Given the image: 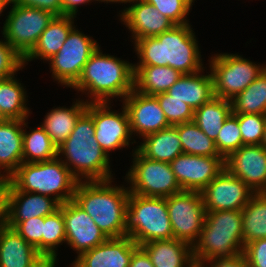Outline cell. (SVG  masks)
I'll list each match as a JSON object with an SVG mask.
<instances>
[{"mask_svg":"<svg viewBox=\"0 0 266 267\" xmlns=\"http://www.w3.org/2000/svg\"><path fill=\"white\" fill-rule=\"evenodd\" d=\"M11 4L12 8L3 23L2 37L24 58L33 49L55 15L38 8L21 6L12 1Z\"/></svg>","mask_w":266,"mask_h":267,"instance_id":"30bf717a","label":"cell"},{"mask_svg":"<svg viewBox=\"0 0 266 267\" xmlns=\"http://www.w3.org/2000/svg\"><path fill=\"white\" fill-rule=\"evenodd\" d=\"M129 3L132 5L120 11V20L132 32L134 41L156 37L175 25L145 0H130Z\"/></svg>","mask_w":266,"mask_h":267,"instance_id":"d6986e66","label":"cell"},{"mask_svg":"<svg viewBox=\"0 0 266 267\" xmlns=\"http://www.w3.org/2000/svg\"><path fill=\"white\" fill-rule=\"evenodd\" d=\"M73 103L70 108L63 106L50 110L42 122L41 126L57 148L69 137L77 120L87 110V99L85 101L76 99V102Z\"/></svg>","mask_w":266,"mask_h":267,"instance_id":"4316f807","label":"cell"},{"mask_svg":"<svg viewBox=\"0 0 266 267\" xmlns=\"http://www.w3.org/2000/svg\"><path fill=\"white\" fill-rule=\"evenodd\" d=\"M92 0H62L63 16L76 17L79 5L91 3ZM95 1V0H93Z\"/></svg>","mask_w":266,"mask_h":267,"instance_id":"c3c4849f","label":"cell"},{"mask_svg":"<svg viewBox=\"0 0 266 267\" xmlns=\"http://www.w3.org/2000/svg\"><path fill=\"white\" fill-rule=\"evenodd\" d=\"M175 25L188 24L187 15L192 9L191 0H145Z\"/></svg>","mask_w":266,"mask_h":267,"instance_id":"ab89813d","label":"cell"},{"mask_svg":"<svg viewBox=\"0 0 266 267\" xmlns=\"http://www.w3.org/2000/svg\"><path fill=\"white\" fill-rule=\"evenodd\" d=\"M95 1H99V3L100 2H105V3L106 2L107 3H110V2H112V3L116 2L117 3L118 2V3H125L126 4V3H129L130 0H95Z\"/></svg>","mask_w":266,"mask_h":267,"instance_id":"f907efd6","label":"cell"},{"mask_svg":"<svg viewBox=\"0 0 266 267\" xmlns=\"http://www.w3.org/2000/svg\"><path fill=\"white\" fill-rule=\"evenodd\" d=\"M155 96L170 126L193 121L194 110L188 104L172 98L167 92Z\"/></svg>","mask_w":266,"mask_h":267,"instance_id":"74e56055","label":"cell"},{"mask_svg":"<svg viewBox=\"0 0 266 267\" xmlns=\"http://www.w3.org/2000/svg\"><path fill=\"white\" fill-rule=\"evenodd\" d=\"M24 86L13 77L0 80V107L9 119L28 120V96Z\"/></svg>","mask_w":266,"mask_h":267,"instance_id":"1f68e13d","label":"cell"},{"mask_svg":"<svg viewBox=\"0 0 266 267\" xmlns=\"http://www.w3.org/2000/svg\"><path fill=\"white\" fill-rule=\"evenodd\" d=\"M242 210L206 211L204 226L193 245L196 267L216 258H231L244 251Z\"/></svg>","mask_w":266,"mask_h":267,"instance_id":"5b68a950","label":"cell"},{"mask_svg":"<svg viewBox=\"0 0 266 267\" xmlns=\"http://www.w3.org/2000/svg\"><path fill=\"white\" fill-rule=\"evenodd\" d=\"M225 167L255 193L266 192V149L243 145L225 159Z\"/></svg>","mask_w":266,"mask_h":267,"instance_id":"ac0fdd59","label":"cell"},{"mask_svg":"<svg viewBox=\"0 0 266 267\" xmlns=\"http://www.w3.org/2000/svg\"><path fill=\"white\" fill-rule=\"evenodd\" d=\"M111 102H88L87 112L93 117L95 139L109 155L110 151L130 147L132 134L126 108L122 112L112 111Z\"/></svg>","mask_w":266,"mask_h":267,"instance_id":"4fadbf2b","label":"cell"},{"mask_svg":"<svg viewBox=\"0 0 266 267\" xmlns=\"http://www.w3.org/2000/svg\"><path fill=\"white\" fill-rule=\"evenodd\" d=\"M232 113L231 101L213 97L194 111L193 122L213 141L216 140L225 120Z\"/></svg>","mask_w":266,"mask_h":267,"instance_id":"f546056e","label":"cell"},{"mask_svg":"<svg viewBox=\"0 0 266 267\" xmlns=\"http://www.w3.org/2000/svg\"><path fill=\"white\" fill-rule=\"evenodd\" d=\"M134 90L147 95L167 92L182 74L170 66H133Z\"/></svg>","mask_w":266,"mask_h":267,"instance_id":"f1b7e54d","label":"cell"},{"mask_svg":"<svg viewBox=\"0 0 266 267\" xmlns=\"http://www.w3.org/2000/svg\"><path fill=\"white\" fill-rule=\"evenodd\" d=\"M254 193L226 167L201 191L206 211L242 210Z\"/></svg>","mask_w":266,"mask_h":267,"instance_id":"5bb4252c","label":"cell"},{"mask_svg":"<svg viewBox=\"0 0 266 267\" xmlns=\"http://www.w3.org/2000/svg\"><path fill=\"white\" fill-rule=\"evenodd\" d=\"M173 238L192 247L198 241L206 217L201 192L182 190L166 198Z\"/></svg>","mask_w":266,"mask_h":267,"instance_id":"8fae6325","label":"cell"},{"mask_svg":"<svg viewBox=\"0 0 266 267\" xmlns=\"http://www.w3.org/2000/svg\"><path fill=\"white\" fill-rule=\"evenodd\" d=\"M190 24L174 25L156 37L134 41L139 58L133 66H170L183 74L204 69L198 41Z\"/></svg>","mask_w":266,"mask_h":267,"instance_id":"6da1fadb","label":"cell"},{"mask_svg":"<svg viewBox=\"0 0 266 267\" xmlns=\"http://www.w3.org/2000/svg\"><path fill=\"white\" fill-rule=\"evenodd\" d=\"M66 243L65 221L62 213V204L54 213L44 217L42 235V256L55 267L57 264V248Z\"/></svg>","mask_w":266,"mask_h":267,"instance_id":"e575fe53","label":"cell"},{"mask_svg":"<svg viewBox=\"0 0 266 267\" xmlns=\"http://www.w3.org/2000/svg\"><path fill=\"white\" fill-rule=\"evenodd\" d=\"M238 118L243 145H261L266 115L240 114Z\"/></svg>","mask_w":266,"mask_h":267,"instance_id":"f35d334b","label":"cell"},{"mask_svg":"<svg viewBox=\"0 0 266 267\" xmlns=\"http://www.w3.org/2000/svg\"><path fill=\"white\" fill-rule=\"evenodd\" d=\"M98 47L96 40L74 27L59 52L48 60L53 79L71 88L80 78L84 65Z\"/></svg>","mask_w":266,"mask_h":267,"instance_id":"7c38bea8","label":"cell"},{"mask_svg":"<svg viewBox=\"0 0 266 267\" xmlns=\"http://www.w3.org/2000/svg\"><path fill=\"white\" fill-rule=\"evenodd\" d=\"M129 267H154L147 252L138 246L130 259Z\"/></svg>","mask_w":266,"mask_h":267,"instance_id":"7dc6e473","label":"cell"},{"mask_svg":"<svg viewBox=\"0 0 266 267\" xmlns=\"http://www.w3.org/2000/svg\"><path fill=\"white\" fill-rule=\"evenodd\" d=\"M74 16H55L38 38L33 49L23 58L28 61L41 59L48 61L59 52L70 31L75 27Z\"/></svg>","mask_w":266,"mask_h":267,"instance_id":"484cf974","label":"cell"},{"mask_svg":"<svg viewBox=\"0 0 266 267\" xmlns=\"http://www.w3.org/2000/svg\"><path fill=\"white\" fill-rule=\"evenodd\" d=\"M12 2L21 6L45 10L55 16H63L62 0H12Z\"/></svg>","mask_w":266,"mask_h":267,"instance_id":"ee69618b","label":"cell"},{"mask_svg":"<svg viewBox=\"0 0 266 267\" xmlns=\"http://www.w3.org/2000/svg\"><path fill=\"white\" fill-rule=\"evenodd\" d=\"M204 69L193 74H183L167 93L188 104L194 111L214 97L211 71L203 75Z\"/></svg>","mask_w":266,"mask_h":267,"instance_id":"cb8c5ba5","label":"cell"},{"mask_svg":"<svg viewBox=\"0 0 266 267\" xmlns=\"http://www.w3.org/2000/svg\"><path fill=\"white\" fill-rule=\"evenodd\" d=\"M106 181H78L73 201L89 214L107 238L127 234L128 187Z\"/></svg>","mask_w":266,"mask_h":267,"instance_id":"7a4b0ae2","label":"cell"},{"mask_svg":"<svg viewBox=\"0 0 266 267\" xmlns=\"http://www.w3.org/2000/svg\"><path fill=\"white\" fill-rule=\"evenodd\" d=\"M58 157V148L40 125L26 132L23 129V162L49 161Z\"/></svg>","mask_w":266,"mask_h":267,"instance_id":"836d02e7","label":"cell"},{"mask_svg":"<svg viewBox=\"0 0 266 267\" xmlns=\"http://www.w3.org/2000/svg\"><path fill=\"white\" fill-rule=\"evenodd\" d=\"M14 229L42 255L44 217L29 218L20 222Z\"/></svg>","mask_w":266,"mask_h":267,"instance_id":"b9f144b4","label":"cell"},{"mask_svg":"<svg viewBox=\"0 0 266 267\" xmlns=\"http://www.w3.org/2000/svg\"><path fill=\"white\" fill-rule=\"evenodd\" d=\"M9 120V118L2 112L0 107V123Z\"/></svg>","mask_w":266,"mask_h":267,"instance_id":"f5cc1de1","label":"cell"},{"mask_svg":"<svg viewBox=\"0 0 266 267\" xmlns=\"http://www.w3.org/2000/svg\"><path fill=\"white\" fill-rule=\"evenodd\" d=\"M94 135L93 117L85 111L69 137L58 148V157L78 181H106L113 178L110 155L101 148Z\"/></svg>","mask_w":266,"mask_h":267,"instance_id":"3957f363","label":"cell"},{"mask_svg":"<svg viewBox=\"0 0 266 267\" xmlns=\"http://www.w3.org/2000/svg\"><path fill=\"white\" fill-rule=\"evenodd\" d=\"M98 49L84 65L78 81L71 87L87 93L88 102H111V98H123L134 89L133 63L120 60Z\"/></svg>","mask_w":266,"mask_h":267,"instance_id":"277c9868","label":"cell"},{"mask_svg":"<svg viewBox=\"0 0 266 267\" xmlns=\"http://www.w3.org/2000/svg\"><path fill=\"white\" fill-rule=\"evenodd\" d=\"M0 267H52L15 229L0 227Z\"/></svg>","mask_w":266,"mask_h":267,"instance_id":"44dd1931","label":"cell"},{"mask_svg":"<svg viewBox=\"0 0 266 267\" xmlns=\"http://www.w3.org/2000/svg\"><path fill=\"white\" fill-rule=\"evenodd\" d=\"M251 267L244 253L231 258H216L201 263L198 267Z\"/></svg>","mask_w":266,"mask_h":267,"instance_id":"bcb514c9","label":"cell"},{"mask_svg":"<svg viewBox=\"0 0 266 267\" xmlns=\"http://www.w3.org/2000/svg\"><path fill=\"white\" fill-rule=\"evenodd\" d=\"M24 67L23 57L6 40H0V80L13 77Z\"/></svg>","mask_w":266,"mask_h":267,"instance_id":"60d3db41","label":"cell"},{"mask_svg":"<svg viewBox=\"0 0 266 267\" xmlns=\"http://www.w3.org/2000/svg\"><path fill=\"white\" fill-rule=\"evenodd\" d=\"M232 113L266 115V68L242 92L231 100Z\"/></svg>","mask_w":266,"mask_h":267,"instance_id":"d6a6232c","label":"cell"},{"mask_svg":"<svg viewBox=\"0 0 266 267\" xmlns=\"http://www.w3.org/2000/svg\"><path fill=\"white\" fill-rule=\"evenodd\" d=\"M127 234L138 246L154 240L173 239L166 198L129 194Z\"/></svg>","mask_w":266,"mask_h":267,"instance_id":"52a82bcc","label":"cell"},{"mask_svg":"<svg viewBox=\"0 0 266 267\" xmlns=\"http://www.w3.org/2000/svg\"><path fill=\"white\" fill-rule=\"evenodd\" d=\"M214 142L224 160L243 146L238 118L233 113L225 120Z\"/></svg>","mask_w":266,"mask_h":267,"instance_id":"8d00e7d4","label":"cell"},{"mask_svg":"<svg viewBox=\"0 0 266 267\" xmlns=\"http://www.w3.org/2000/svg\"><path fill=\"white\" fill-rule=\"evenodd\" d=\"M243 253L251 267H266V238L247 243Z\"/></svg>","mask_w":266,"mask_h":267,"instance_id":"7bdbcfd3","label":"cell"},{"mask_svg":"<svg viewBox=\"0 0 266 267\" xmlns=\"http://www.w3.org/2000/svg\"><path fill=\"white\" fill-rule=\"evenodd\" d=\"M170 166L182 190L201 192L225 168V160L182 153Z\"/></svg>","mask_w":266,"mask_h":267,"instance_id":"9a60e30c","label":"cell"},{"mask_svg":"<svg viewBox=\"0 0 266 267\" xmlns=\"http://www.w3.org/2000/svg\"><path fill=\"white\" fill-rule=\"evenodd\" d=\"M11 1L12 0H0V14L11 4Z\"/></svg>","mask_w":266,"mask_h":267,"instance_id":"681fc988","label":"cell"},{"mask_svg":"<svg viewBox=\"0 0 266 267\" xmlns=\"http://www.w3.org/2000/svg\"><path fill=\"white\" fill-rule=\"evenodd\" d=\"M138 245L129 237L108 238L91 250L83 252L71 263L72 267H129Z\"/></svg>","mask_w":266,"mask_h":267,"instance_id":"ffe728a7","label":"cell"},{"mask_svg":"<svg viewBox=\"0 0 266 267\" xmlns=\"http://www.w3.org/2000/svg\"><path fill=\"white\" fill-rule=\"evenodd\" d=\"M9 177L17 190L53 196L60 204L73 200L78 183L60 157L49 161L23 162Z\"/></svg>","mask_w":266,"mask_h":267,"instance_id":"8992f818","label":"cell"},{"mask_svg":"<svg viewBox=\"0 0 266 267\" xmlns=\"http://www.w3.org/2000/svg\"><path fill=\"white\" fill-rule=\"evenodd\" d=\"M154 267H196L192 246L175 238L154 240L140 245Z\"/></svg>","mask_w":266,"mask_h":267,"instance_id":"d4e9b609","label":"cell"},{"mask_svg":"<svg viewBox=\"0 0 266 267\" xmlns=\"http://www.w3.org/2000/svg\"><path fill=\"white\" fill-rule=\"evenodd\" d=\"M11 186L12 182L9 176H0V227L7 224Z\"/></svg>","mask_w":266,"mask_h":267,"instance_id":"f6af8a7d","label":"cell"},{"mask_svg":"<svg viewBox=\"0 0 266 267\" xmlns=\"http://www.w3.org/2000/svg\"><path fill=\"white\" fill-rule=\"evenodd\" d=\"M25 121L9 119L0 123V176H10L23 163Z\"/></svg>","mask_w":266,"mask_h":267,"instance_id":"603a6c76","label":"cell"},{"mask_svg":"<svg viewBox=\"0 0 266 267\" xmlns=\"http://www.w3.org/2000/svg\"><path fill=\"white\" fill-rule=\"evenodd\" d=\"M60 203L53 197L17 190L13 185L9 193L7 226L15 228L20 222L33 217H46L54 213Z\"/></svg>","mask_w":266,"mask_h":267,"instance_id":"7402d4cb","label":"cell"},{"mask_svg":"<svg viewBox=\"0 0 266 267\" xmlns=\"http://www.w3.org/2000/svg\"><path fill=\"white\" fill-rule=\"evenodd\" d=\"M261 145L266 149V123H265V127H264V132H263V138L261 141Z\"/></svg>","mask_w":266,"mask_h":267,"instance_id":"816d5d0a","label":"cell"},{"mask_svg":"<svg viewBox=\"0 0 266 267\" xmlns=\"http://www.w3.org/2000/svg\"><path fill=\"white\" fill-rule=\"evenodd\" d=\"M62 213L65 221L66 243L76 251L77 257L108 239L92 217L73 200L62 204Z\"/></svg>","mask_w":266,"mask_h":267,"instance_id":"2e32d148","label":"cell"},{"mask_svg":"<svg viewBox=\"0 0 266 267\" xmlns=\"http://www.w3.org/2000/svg\"><path fill=\"white\" fill-rule=\"evenodd\" d=\"M127 110L131 134L142 139L152 133L170 127L155 95L135 91L122 99Z\"/></svg>","mask_w":266,"mask_h":267,"instance_id":"e0dca14e","label":"cell"},{"mask_svg":"<svg viewBox=\"0 0 266 267\" xmlns=\"http://www.w3.org/2000/svg\"><path fill=\"white\" fill-rule=\"evenodd\" d=\"M132 152L133 164L125 176L130 193L167 198L182 191L170 163L149 159L137 148Z\"/></svg>","mask_w":266,"mask_h":267,"instance_id":"ba28073f","label":"cell"},{"mask_svg":"<svg viewBox=\"0 0 266 267\" xmlns=\"http://www.w3.org/2000/svg\"><path fill=\"white\" fill-rule=\"evenodd\" d=\"M137 149L149 159L168 163L183 153L180 137L174 126L145 136Z\"/></svg>","mask_w":266,"mask_h":267,"instance_id":"83f0119b","label":"cell"},{"mask_svg":"<svg viewBox=\"0 0 266 267\" xmlns=\"http://www.w3.org/2000/svg\"><path fill=\"white\" fill-rule=\"evenodd\" d=\"M244 246L266 238V192L254 193L242 209Z\"/></svg>","mask_w":266,"mask_h":267,"instance_id":"4dcf8cb0","label":"cell"},{"mask_svg":"<svg viewBox=\"0 0 266 267\" xmlns=\"http://www.w3.org/2000/svg\"><path fill=\"white\" fill-rule=\"evenodd\" d=\"M180 137L185 154L221 157L215 142L210 139L193 121L174 126Z\"/></svg>","mask_w":266,"mask_h":267,"instance_id":"d590c367","label":"cell"},{"mask_svg":"<svg viewBox=\"0 0 266 267\" xmlns=\"http://www.w3.org/2000/svg\"><path fill=\"white\" fill-rule=\"evenodd\" d=\"M214 96L231 101L266 68L237 54H215L209 60Z\"/></svg>","mask_w":266,"mask_h":267,"instance_id":"9c48e42d","label":"cell"}]
</instances>
